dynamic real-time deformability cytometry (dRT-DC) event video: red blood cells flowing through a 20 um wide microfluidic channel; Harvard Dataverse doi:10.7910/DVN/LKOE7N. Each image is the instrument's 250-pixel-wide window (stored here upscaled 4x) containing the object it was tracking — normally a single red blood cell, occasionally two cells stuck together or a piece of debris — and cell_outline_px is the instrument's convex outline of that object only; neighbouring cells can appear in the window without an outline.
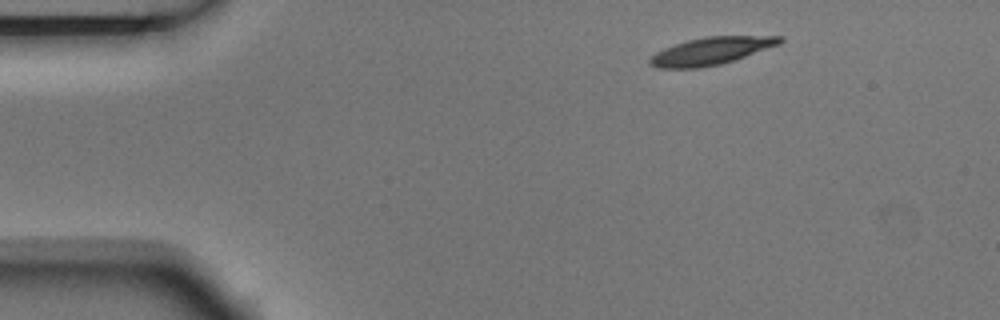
{"species": "Egyptian fruit bat (a non-hibernating species)", "species_latin": "Rousettus aegyptiacus", "temperature_condition": "room temperature", "stored_images_in_passage": 3, "camera_frame_rate_fps": 3000, "um_per_image_px": 0.085, "animal": {"sex": "male"}, "frame": {"image": 1, "passage_image": 1, "time_ms": 0.0, "image_size_px": [1000, 320], "cell_outline_px": [[784, 40], [780, 44], [720, 64], [700, 68], [656, 68], [648, 64], [648, 60], [656, 52], [664, 48], [688, 40], [704, 36], [784, 36]], "centroid_in_image_um": [60.42, 4.33], "position_along_channel_um": 24.6, "area_um2": 20.63}}
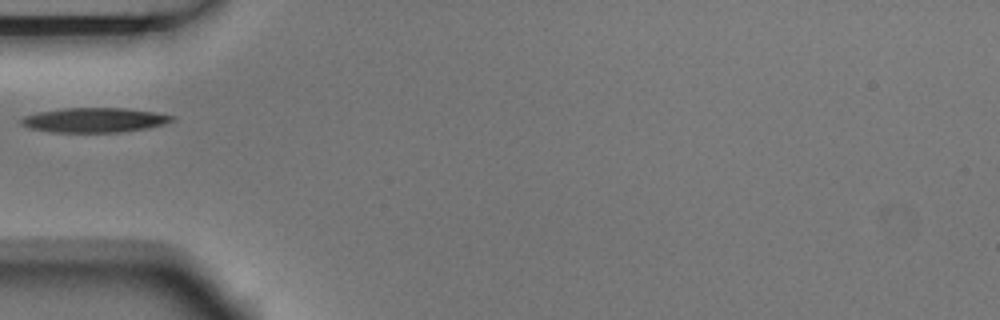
{"frame": {"image": 2, "passage_image": 3, "time_ms": 0.667, "image_size_px": [1000, 320], "cell_outline_px": [[176, 120], [164, 124], [148, 128], [120, 132], [52, 132], [28, 128], [20, 124], [16, 120], [24, 116], [40, 112], [64, 108], [124, 108], [152, 112], [176, 116]], "centroid_in_image_um": [8.0, 10.21], "position_along_channel_um": 77.0, "area_um2": 21.73}}